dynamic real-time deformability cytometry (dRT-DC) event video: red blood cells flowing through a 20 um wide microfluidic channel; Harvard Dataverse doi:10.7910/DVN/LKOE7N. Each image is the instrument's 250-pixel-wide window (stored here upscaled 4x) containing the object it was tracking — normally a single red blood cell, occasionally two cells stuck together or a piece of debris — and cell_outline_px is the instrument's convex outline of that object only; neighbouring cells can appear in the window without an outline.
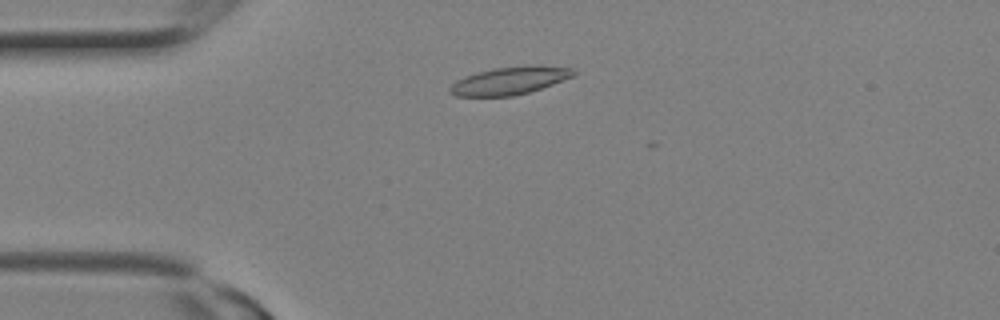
{"species": "Egyptian fruit bat (a non-hibernating species)", "species_latin": "Rousettus aegyptiacus", "temperature_condition": "room temperature", "stored_images_in_passage": 5, "camera_frame_rate_fps": 3000, "um_per_image_px": 0.085, "animal": {"sex": "female"}, "frame": {"image": 1, "passage_image": 2, "time_ms": 0.333, "image_size_px": [1000, 320], "cell_outline_px": [[576, 72], [572, 76], [552, 84], [528, 92], [512, 96], [456, 96], [448, 92], [448, 88], [456, 80], [464, 76], [476, 72], [496, 68], [524, 64], [528, 64], [572, 68]], "centroid_in_image_um": [43.27, 6.84], "position_along_channel_um": 41.7, "area_um2": 20.0}}
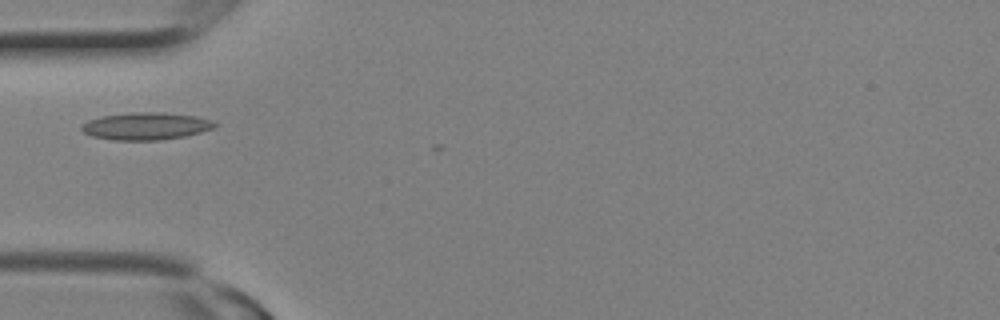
{"frame": {"image": 2, "passage_image": 4, "time_ms": 1.0, "image_size_px": [1000, 320], "cell_outline_px": [[216, 124], [212, 128], [200, 132], [184, 136], [160, 140], [112, 140], [92, 136], [84, 132], [80, 128], [80, 124], [88, 120], [100, 116], [132, 112], [160, 112], [196, 116], [212, 120]], "centroid_in_image_um": [12.35, 10.71], "position_along_channel_um": 72.7, "area_um2": 21.21}}